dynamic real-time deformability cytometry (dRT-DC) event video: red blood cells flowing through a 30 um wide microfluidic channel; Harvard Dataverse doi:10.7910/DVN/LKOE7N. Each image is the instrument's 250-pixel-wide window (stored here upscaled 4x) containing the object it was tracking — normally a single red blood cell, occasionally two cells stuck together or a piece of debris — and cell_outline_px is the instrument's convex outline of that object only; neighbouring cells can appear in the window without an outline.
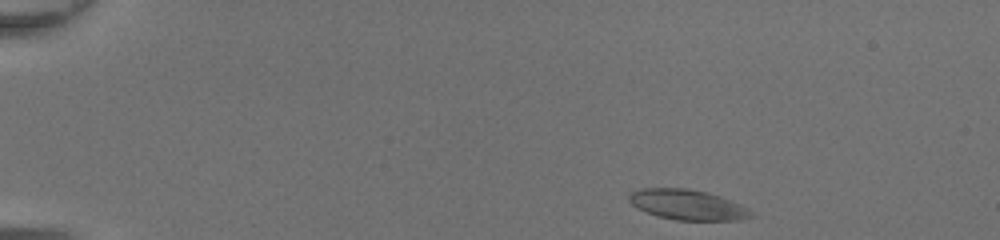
{"species": "common noctule bat (a hibernating species)", "species_latin": "Nyctalus noctula", "temperature_condition": "room temperature", "stored_images_in_passage": 42, "camera_frame_rate_fps": 3000, "um_per_image_px": 0.085, "animal": {"sex": "female", "body_mass_g": 20.0, "forearm_length_mm": 54.0}, "frame": {"image": 1, "passage_image": 1, "time_ms": 0.0, "image_size_px": [1000, 240], "cell_outline_px": [[756, 216], [740, 220], [676, 220], [656, 216], [636, 208], [628, 200], [628, 196], [632, 192], [640, 188], [688, 188], [708, 192], [720, 196], [748, 208]], "centroid_in_image_um": [58.43, 17.4], "position_along_channel_um": 26.6, "area_um2": 21.68}}
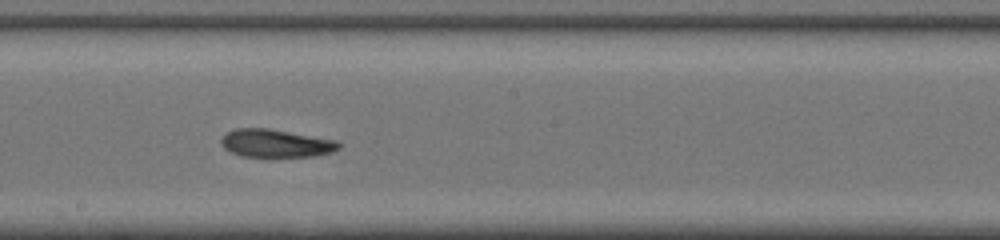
{"frame": {"image": 2, "passage_image": 22, "time_ms": 7.0, "image_size_px": [1000, 240], "cell_outline_px": [[340, 148], [332, 152], [312, 156], [272, 160], [240, 156], [224, 148], [220, 144], [220, 140], [228, 132], [236, 128], [268, 128], [336, 140], [340, 144]], "centroid_in_image_um": [23.43, 12.24], "position_along_channel_um": 224.8, "area_um2": 20.0}}
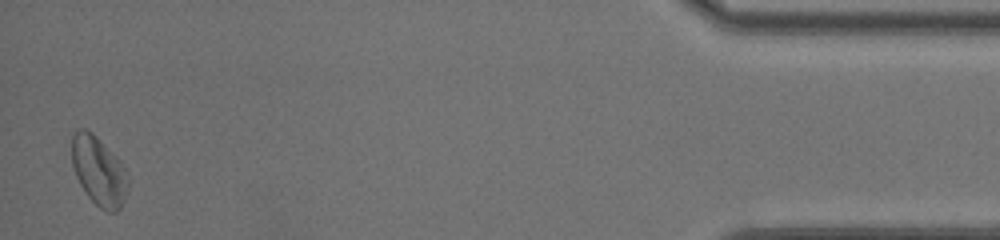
{"frame": {"image": 3, "passage_image": 41, "time_ms": 13.333, "image_size_px": [1000, 240], "cell_outline_px": [[128, 188], [124, 200], [120, 208], [116, 212], [108, 212], [100, 208], [88, 196], [80, 184], [76, 176], [72, 164], [72, 136], [80, 128], [84, 128], [92, 132], [120, 160], [128, 176]], "centroid_in_image_um": [8.41, 14.54], "position_along_channel_um": 426.8, "area_um2": 22.48}, "authors_computed_cell_mechanics": {"area_um2": 20.519, "velocity_mm_per_s": 4.3631, "shape_relaxation_time_tau1_ms": null, "shape_relaxation_time_tau2_ms": 2.8578, "deformation_change_tau1": null, "deformation_change_tau2": 0.1006}}